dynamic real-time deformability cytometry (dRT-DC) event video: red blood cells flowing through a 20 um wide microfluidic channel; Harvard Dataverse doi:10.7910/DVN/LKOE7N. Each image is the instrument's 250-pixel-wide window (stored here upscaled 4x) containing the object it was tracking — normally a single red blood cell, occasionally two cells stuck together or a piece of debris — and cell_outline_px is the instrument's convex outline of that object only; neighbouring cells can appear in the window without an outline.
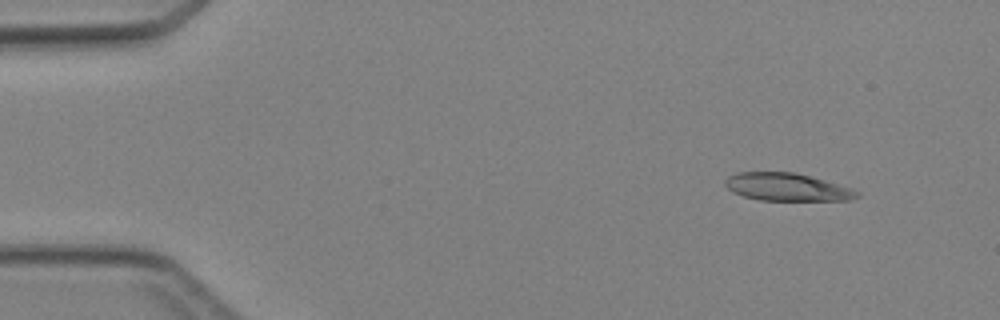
{"species": "Egyptian fruit bat (a non-hibernating species)", "species_latin": "Rousettus aegyptiacus", "temperature_condition": "cold", "stored_images_in_passage": 4, "camera_frame_rate_fps": 3000, "um_per_image_px": 0.085, "animal": {"sex": "female"}, "frame": {"image": 1, "passage_image": 2, "time_ms": 1.0, "image_size_px": [1000, 320], "cell_outline_px": [[860, 196], [848, 200], [760, 200], [744, 196], [732, 192], [724, 184], [724, 180], [728, 176], [736, 172], [792, 172], [824, 180], [852, 188], [860, 192]], "centroid_in_image_um": [66.87, 15.9], "position_along_channel_um": 18.1, "area_um2": 21.21}}